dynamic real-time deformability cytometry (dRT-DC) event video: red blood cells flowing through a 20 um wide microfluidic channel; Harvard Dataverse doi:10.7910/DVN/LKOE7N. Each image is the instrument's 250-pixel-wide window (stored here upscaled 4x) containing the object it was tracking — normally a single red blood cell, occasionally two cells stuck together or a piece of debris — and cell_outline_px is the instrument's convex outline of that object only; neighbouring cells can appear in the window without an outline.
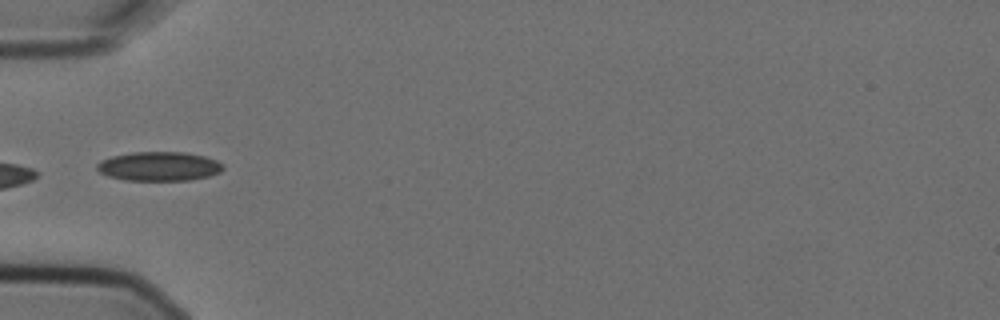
{"species": "Egyptian fruit bat (a non-hibernating species)", "species_latin": "Rousettus aegyptiacus", "temperature_condition": "cold", "stored_images_in_passage": 8, "camera_frame_rate_fps": 3000, "um_per_image_px": 0.085, "animal": {"sex": "female"}, "frame": {"image": 1, "passage_image": 5, "time_ms": 1.333, "image_size_px": [1000, 320], "cell_outline_px": [[224, 168], [220, 172], [208, 176], [192, 180], [124, 180], [108, 176], [100, 172], [96, 168], [96, 164], [100, 160], [112, 156], [132, 152], [184, 152], [204, 156], [216, 160], [224, 164]], "centroid_in_image_um": [13.51, 14.13], "position_along_channel_um": 71.5, "area_um2": 21.5}}
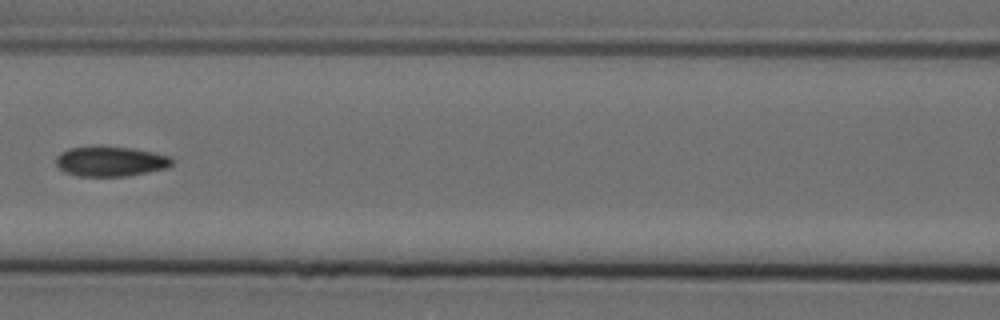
{"frame": {"image": 2, "passage_image": 7, "time_ms": 2.0, "image_size_px": [1000, 320], "cell_outline_px": [[176, 160], [168, 168], [124, 176], [76, 176], [64, 172], [56, 164], [56, 156], [60, 152], [68, 148], [100, 144], [132, 148], [172, 156]], "centroid_in_image_um": [9.38, 13.68], "position_along_channel_um": 157.2, "area_um2": 20.87}}
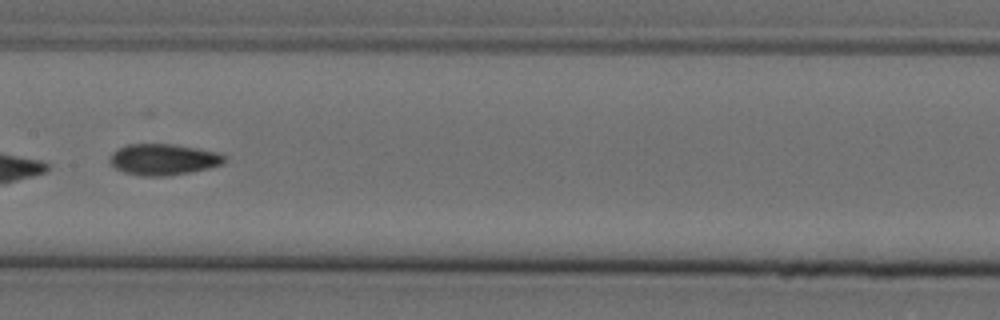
{"frame": {"image": 3, "passage_image": 8, "time_ms": 2.333, "image_size_px": [1000, 320], "cell_outline_px": [[224, 164], [208, 168], [188, 172], [164, 176], [144, 176], [124, 172], [116, 168], [112, 164], [112, 152], [128, 144], [176, 144], [220, 152], [224, 156]], "centroid_in_image_um": [13.93, 13.54], "position_along_channel_um": 193.5, "area_um2": 20.58}}